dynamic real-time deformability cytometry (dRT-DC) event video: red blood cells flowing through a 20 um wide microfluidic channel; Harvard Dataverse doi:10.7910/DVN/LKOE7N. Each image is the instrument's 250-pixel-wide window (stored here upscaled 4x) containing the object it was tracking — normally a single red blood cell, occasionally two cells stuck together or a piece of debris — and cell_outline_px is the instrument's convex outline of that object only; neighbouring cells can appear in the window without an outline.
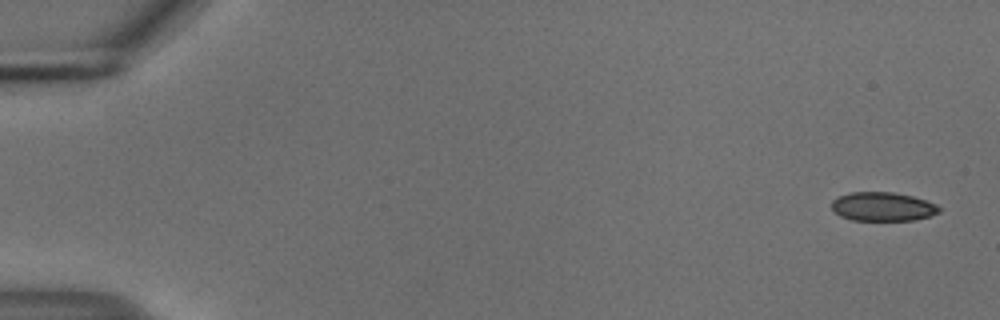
{"species": "common noctule bat (a hibernating species)", "species_latin": "Nyctalus noctula", "temperature_condition": "cold", "stored_images_in_passage": 5, "camera_frame_rate_fps": 3000, "um_per_image_px": 0.085, "animal": {"sex": "male", "body_mass_g": 18.8}, "frame": {"image": 1, "passage_image": 1, "time_ms": 0.0, "image_size_px": [1000, 320], "cell_outline_px": [[940, 212], [928, 216], [912, 220], [852, 220], [840, 216], [832, 208], [832, 200], [848, 192], [892, 192], [912, 196], [936, 204], [940, 208]], "centroid_in_image_um": [75.01, 17.56], "position_along_channel_um": 10.0, "area_um2": 17.92}}